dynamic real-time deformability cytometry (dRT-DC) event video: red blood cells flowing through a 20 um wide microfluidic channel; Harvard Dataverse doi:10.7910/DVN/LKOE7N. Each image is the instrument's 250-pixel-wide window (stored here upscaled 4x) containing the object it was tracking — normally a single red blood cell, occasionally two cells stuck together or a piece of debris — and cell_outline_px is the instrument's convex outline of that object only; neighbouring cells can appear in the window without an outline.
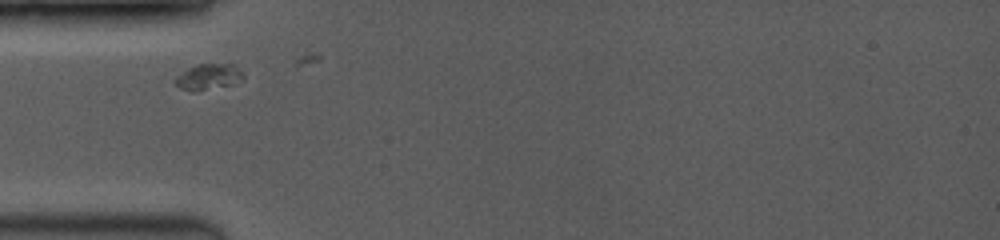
{"species": "common noctule bat (a hibernating species)", "species_latin": "Nyctalus noctula", "temperature_condition": "room temperature", "stored_images_in_passage": 5, "camera_frame_rate_fps": 3500, "um_per_image_px": 0.085, "animal": {"sex": "female", "body_mass_g": 19.0, "forearm_length_mm": 53.3}, "frame": {"image": 1, "passage_image": 2, "time_ms": 0.571, "image_size_px": [1000, 240], "cell_outline_px": [[244, 80], [232, 84], [196, 92], [180, 88], [172, 80], [176, 76], [188, 68], [196, 64], [232, 64], [244, 76]], "centroid_in_image_um": [17.67, 6.54], "position_along_channel_um": 67.3, "area_um2": 10.23}}